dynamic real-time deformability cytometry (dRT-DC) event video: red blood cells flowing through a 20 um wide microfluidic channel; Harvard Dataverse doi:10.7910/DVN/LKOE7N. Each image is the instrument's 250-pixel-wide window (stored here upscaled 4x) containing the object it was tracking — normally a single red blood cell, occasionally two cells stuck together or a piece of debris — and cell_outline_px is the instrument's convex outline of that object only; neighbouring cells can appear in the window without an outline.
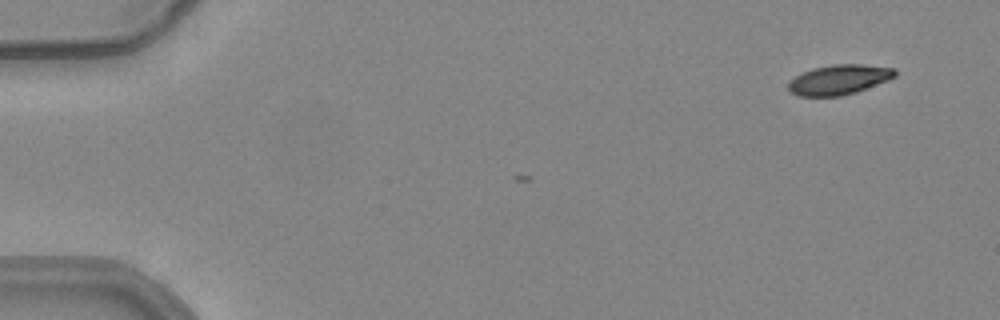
{"species": "common noctule bat (a hibernating species)", "species_latin": "Nyctalus noctula", "temperature_condition": "warm", "stored_images_in_passage": 3, "camera_frame_rate_fps": 3000, "um_per_image_px": 0.085, "animal": {"sex": "female", "body_mass_g": 24.6, "forearm_length_mm": 56.2}, "frame": {"image": 1, "passage_image": 3, "time_ms": 0.667, "image_size_px": [1000, 320], "cell_outline_px": [[896, 76], [888, 80], [856, 92], [840, 96], [796, 96], [788, 92], [788, 84], [796, 76], [812, 68], [832, 64], [860, 64], [896, 68]], "centroid_in_image_um": [71.31, 6.77], "position_along_channel_um": 13.7, "area_um2": 18.61}}